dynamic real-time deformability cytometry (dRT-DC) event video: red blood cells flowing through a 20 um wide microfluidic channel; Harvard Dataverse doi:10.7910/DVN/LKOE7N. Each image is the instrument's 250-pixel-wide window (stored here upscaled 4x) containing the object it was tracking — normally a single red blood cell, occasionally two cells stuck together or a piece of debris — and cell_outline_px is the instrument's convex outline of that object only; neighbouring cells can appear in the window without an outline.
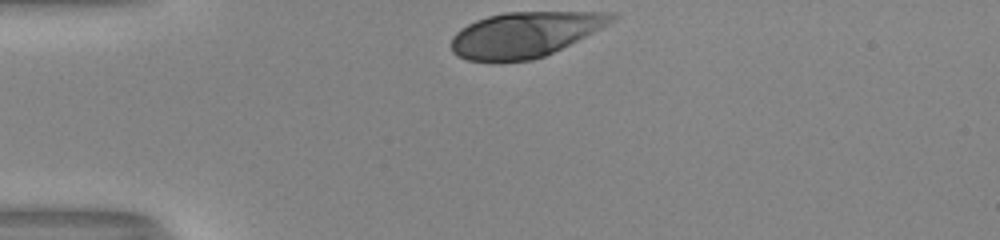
{"species": "human", "species_latin": "Homo sapiens", "temperature_condition": "room temperature", "stored_images_in_passage": 30, "camera_frame_rate_fps": 3000, "um_per_image_px": 0.085, "donor": {"sex": "male"}, "frame": {"image": 1, "passage_image": 1, "time_ms": 0.0, "image_size_px": [1000, 240], "cell_outline_px": [[620, 16], [608, 24], [544, 56], [532, 60], [468, 60], [456, 56], [452, 52], [452, 36], [460, 28], [476, 20], [488, 16], [504, 12], [612, 12]], "centroid_in_image_um": [44.59, 2.91], "position_along_channel_um": 40.4, "area_um2": 41.62}}
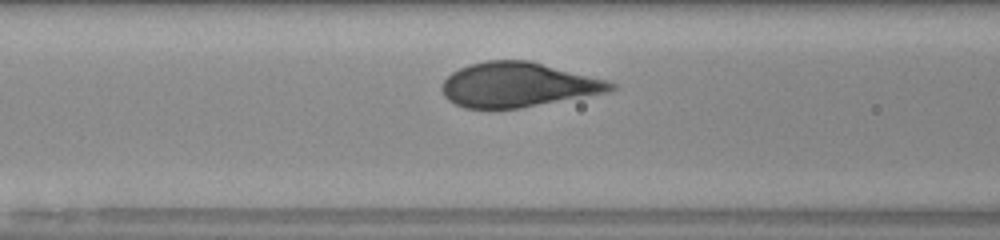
{"frame": {"image": 2, "passage_image": 10, "time_ms": 3.0, "image_size_px": [1000, 240], "cell_outline_px": [[616, 88], [608, 92], [520, 108], [464, 108], [448, 100], [444, 96], [444, 80], [452, 72], [468, 64], [484, 60], [528, 60], [604, 80], [616, 84]], "centroid_in_image_um": [43.99, 7.2], "position_along_channel_um": 122.6, "area_um2": 43.29}}
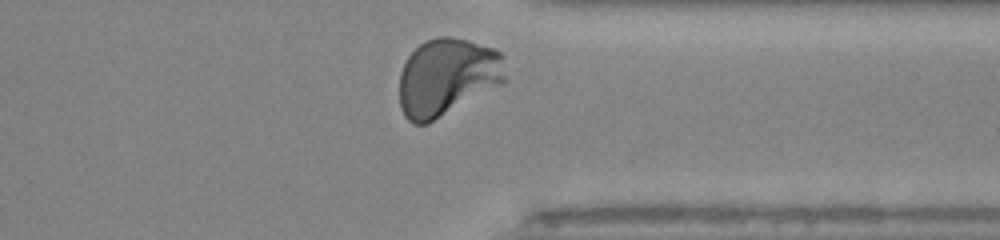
{"frame": {"image": 3, "passage_image": 29, "time_ms": 9.333, "image_size_px": [1000, 240], "cell_outline_px": [[504, 84], [428, 124], [412, 124], [404, 116], [400, 108], [400, 72], [408, 56], [420, 44], [436, 36], [452, 36], [468, 40], [492, 48], [500, 52], [504, 56]], "centroid_in_image_um": [38.01, 6.56], "position_along_channel_um": 373.4, "area_um2": 48.32}, "authors_computed_cell_mechanics": {"area_um2": 44.9106, "velocity_mm_per_s": 3.9932, "shape_relaxation_time_tau1_ms": 2.0436, "shape_relaxation_time_tau2_ms": null, "deformation_change_tau1": 0.154, "deformation_change_tau2": null}}